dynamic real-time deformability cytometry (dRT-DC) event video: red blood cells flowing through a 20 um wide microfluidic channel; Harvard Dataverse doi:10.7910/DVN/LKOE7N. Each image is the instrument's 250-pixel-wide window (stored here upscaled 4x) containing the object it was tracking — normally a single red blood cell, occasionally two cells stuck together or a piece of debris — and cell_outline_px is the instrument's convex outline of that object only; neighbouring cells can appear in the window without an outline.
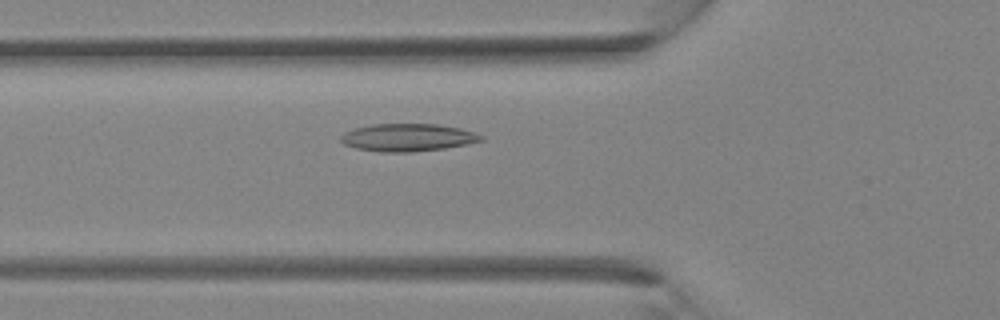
{"species": "Egyptian fruit bat (a non-hibernating species)", "species_latin": "Rousettus aegyptiacus", "temperature_condition": "room temperature", "stored_images_in_passage": 36, "camera_frame_rate_fps": 3000, "um_per_image_px": 0.085, "animal": {"sex": "female"}, "frame": {"image": 1, "passage_image": 12, "time_ms": 3.667, "image_size_px": [1000, 320], "cell_outline_px": [[484, 140], [444, 148], [412, 152], [380, 152], [356, 148], [344, 144], [340, 140], [340, 136], [344, 132], [356, 128], [372, 124], [436, 124], [460, 128], [484, 136]], "centroid_in_image_um": [34.63, 11.69], "position_along_channel_um": 91.2, "area_um2": 22.43}}
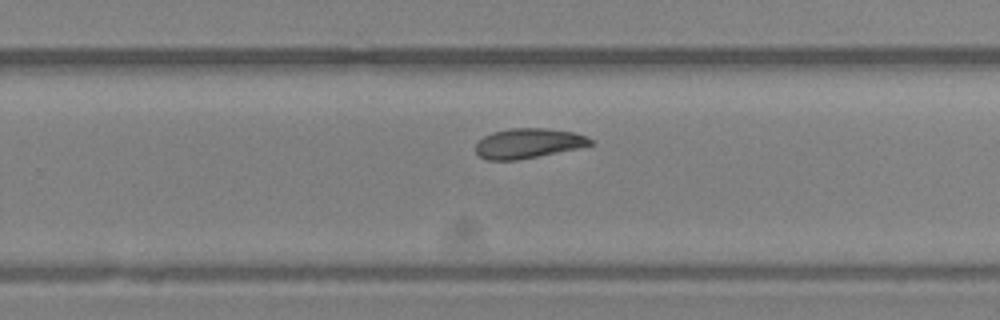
{"frame": {"image": 2, "passage_image": 23, "time_ms": 7.333, "image_size_px": [1000, 320], "cell_outline_px": [[592, 144], [580, 148], [516, 160], [488, 160], [480, 156], [476, 152], [476, 144], [484, 136], [492, 132], [512, 128], [548, 128], [576, 132], [588, 136], [592, 140]], "centroid_in_image_um": [44.94, 12.17], "position_along_channel_um": 284.9, "area_um2": 20.0}}
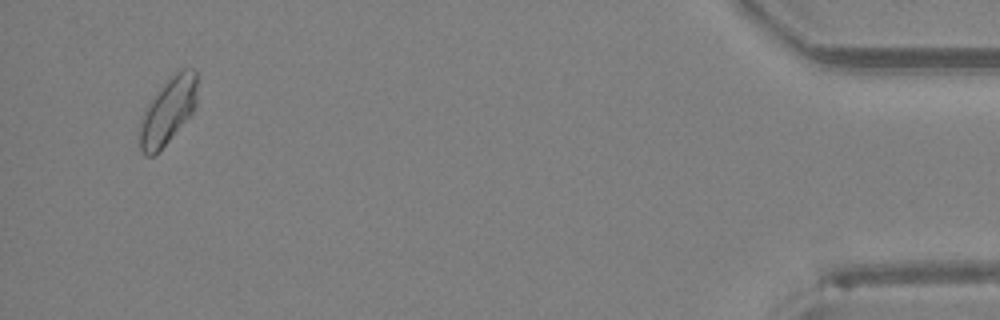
{"frame": {"image": 3, "passage_image": 35, "time_ms": 11.333, "image_size_px": [1000, 320], "cell_outline_px": [[196, 104], [192, 112], [160, 152], [152, 156], [144, 156], [140, 152], [140, 120], [148, 104], [156, 92], [168, 76], [180, 68], [192, 68], [196, 72]], "centroid_in_image_um": [14.26, 9.42], "position_along_channel_um": 420.9, "area_um2": 22.43}}